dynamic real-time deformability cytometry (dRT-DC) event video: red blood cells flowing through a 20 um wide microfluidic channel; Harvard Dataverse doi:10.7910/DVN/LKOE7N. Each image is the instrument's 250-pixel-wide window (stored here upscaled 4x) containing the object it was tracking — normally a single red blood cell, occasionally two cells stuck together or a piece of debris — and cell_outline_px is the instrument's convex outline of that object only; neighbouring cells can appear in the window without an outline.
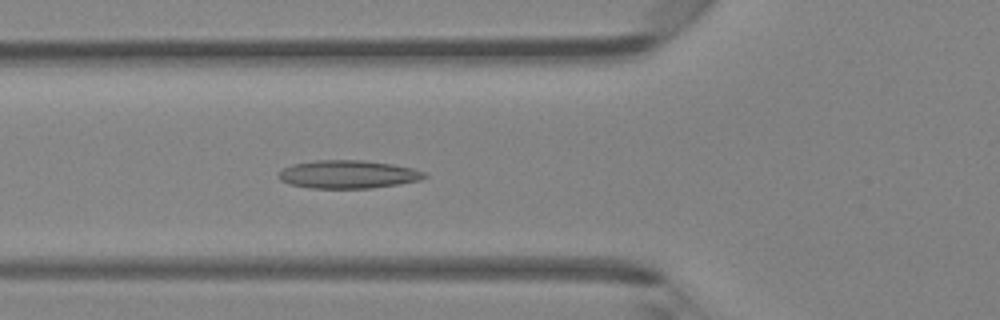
{"species": "Egyptian fruit bat (a non-hibernating species)", "species_latin": "Rousettus aegyptiacus", "temperature_condition": "room temperature", "stored_images_in_passage": 34, "camera_frame_rate_fps": 3000, "um_per_image_px": 0.085, "animal": {"sex": "female"}, "frame": {"image": 1, "passage_image": 4, "time_ms": 1.0, "image_size_px": [1000, 320], "cell_outline_px": [[428, 176], [420, 180], [400, 184], [372, 188], [312, 188], [288, 184], [280, 180], [276, 176], [284, 168], [292, 164], [316, 160], [360, 160], [392, 164], [412, 168], [424, 172]], "centroid_in_image_um": [29.57, 14.82], "position_along_channel_um": 96.2, "area_um2": 23.93}}
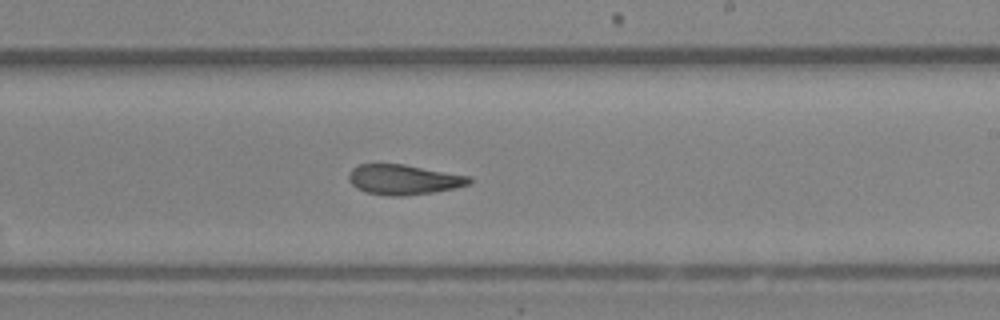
{"frame": {"image": 2, "passage_image": 15, "time_ms": 4.667, "image_size_px": [1000, 320], "cell_outline_px": [[472, 184], [456, 188], [432, 192], [404, 196], [388, 196], [368, 192], [356, 188], [348, 180], [348, 176], [352, 168], [360, 164], [404, 164], [472, 176]], "centroid_in_image_um": [34.35, 15.26], "position_along_channel_um": 254.6, "area_um2": 21.27}}
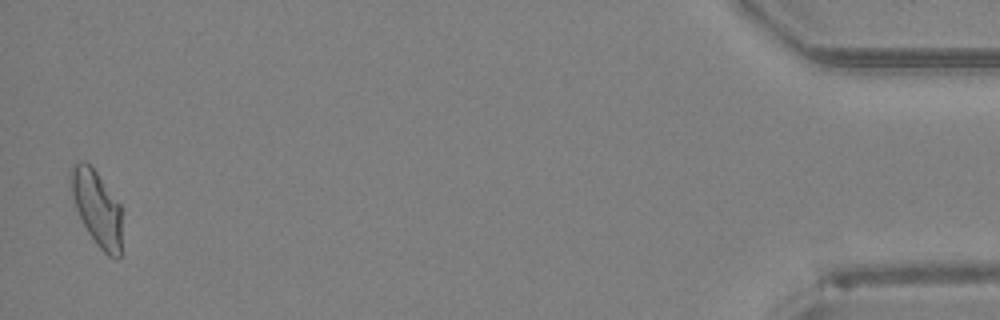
{"frame": {"image": 3, "passage_image": 33, "time_ms": 10.667, "image_size_px": [1000, 320], "cell_outline_px": [[120, 256], [116, 260], [108, 256], [96, 244], [88, 232], [76, 208], [68, 188], [68, 176], [72, 164], [80, 160], [84, 160], [96, 172], [120, 204]], "centroid_in_image_um": [8.17, 17.64], "position_along_channel_um": 427.0, "area_um2": 22.43}, "authors_computed_cell_mechanics": {"area_um2": 21.8484, "velocity_mm_per_s": 4.3406, "shape_relaxation_time_tau1_ms": null, "shape_relaxation_time_tau2_ms": 3.7756, "deformation_change_tau1": null, "deformation_change_tau2": 0.0982}}